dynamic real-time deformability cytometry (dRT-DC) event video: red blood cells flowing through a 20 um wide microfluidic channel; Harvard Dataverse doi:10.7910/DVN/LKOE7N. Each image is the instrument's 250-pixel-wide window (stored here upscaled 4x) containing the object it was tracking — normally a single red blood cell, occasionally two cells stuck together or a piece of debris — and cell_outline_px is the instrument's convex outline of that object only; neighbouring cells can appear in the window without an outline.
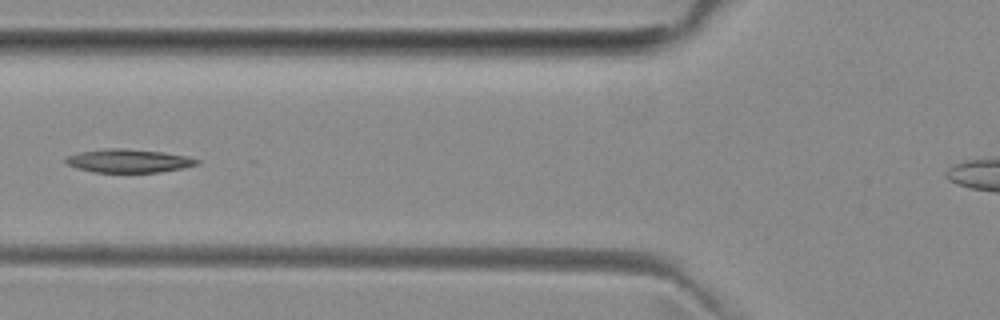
{"species": "common noctule bat (a hibernating species)", "species_latin": "Nyctalus noctula", "temperature_condition": "room temperature", "stored_images_in_passage": 5, "segment_of_instrument_passage": [1, 2], "camera_frame_rate_fps": 3000, "um_per_image_px": 0.085, "animal": {"sex": "female", "body_mass_g": 29.2, "forearm_length_mm": 56.3}, "frame": {"image": 1, "passage_image": 4, "time_ms": 3.667, "image_size_px": [1000, 320], "cell_outline_px": [[200, 160], [196, 164], [184, 168], [160, 172], [92, 172], [76, 168], [68, 164], [64, 160], [68, 156], [76, 152], [108, 148], [124, 148], [164, 152], [188, 156]], "centroid_in_image_um": [10.92, 13.66], "position_along_channel_um": 114.9, "area_um2": 17.98}}